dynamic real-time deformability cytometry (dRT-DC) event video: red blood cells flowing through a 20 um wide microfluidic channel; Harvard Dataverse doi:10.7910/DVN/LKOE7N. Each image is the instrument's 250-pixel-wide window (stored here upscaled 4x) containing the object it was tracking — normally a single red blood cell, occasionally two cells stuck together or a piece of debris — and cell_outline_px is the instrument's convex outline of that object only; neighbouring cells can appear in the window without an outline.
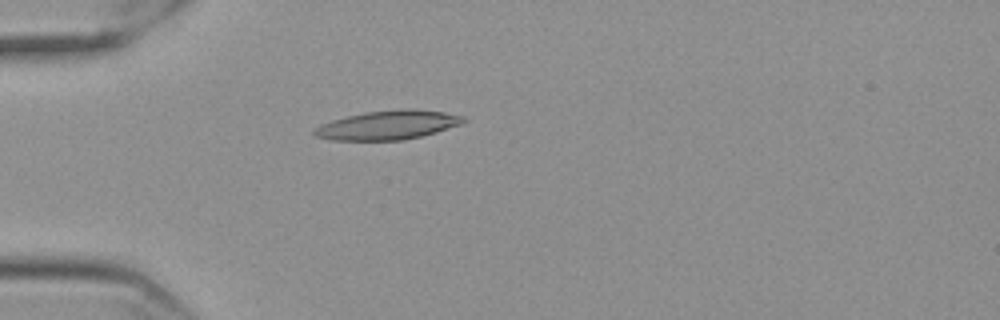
{"species": "Egyptian fruit bat (a non-hibernating species)", "species_latin": "Rousettus aegyptiacus", "temperature_condition": "cold", "stored_images_in_passage": 38, "camera_frame_rate_fps": 3000, "um_per_image_px": 0.085, "frame": {"image": 1, "passage_image": 1, "time_ms": 0.0, "image_size_px": [1000, 320], "cell_outline_px": [[468, 120], [460, 124], [436, 132], [404, 140], [332, 140], [316, 136], [312, 132], [312, 128], [320, 124], [332, 120], [364, 112], [404, 108], [416, 108], [444, 112], [464, 116]], "centroid_in_image_um": [32.96, 10.62], "position_along_channel_um": 52.0, "area_um2": 25.37}}
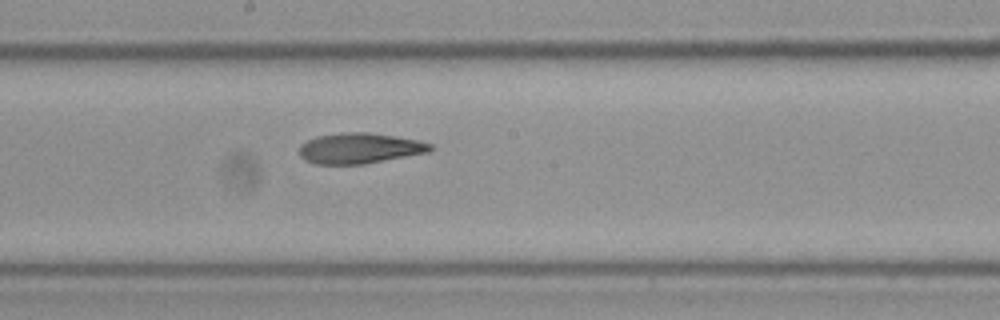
{"frame": {"image": 2, "passage_image": 16, "time_ms": 5.0, "image_size_px": [1000, 320], "cell_outline_px": [[432, 148], [428, 152], [364, 164], [316, 164], [304, 160], [300, 156], [300, 144], [316, 136], [340, 132], [368, 132], [416, 140], [432, 144]], "centroid_in_image_um": [30.51, 12.6], "position_along_channel_um": 217.7, "area_um2": 23.18}}
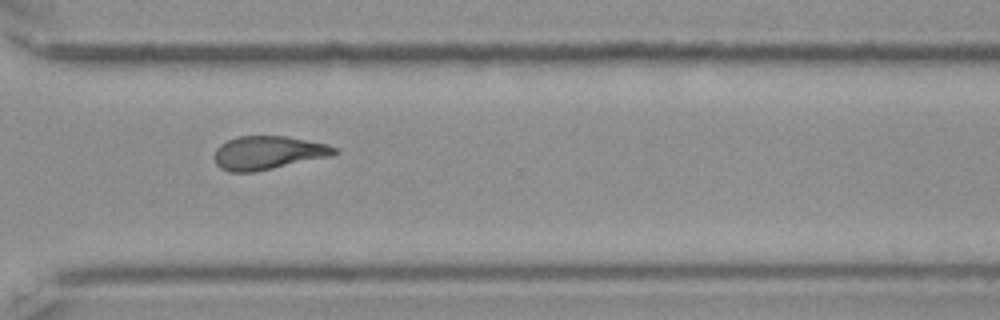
{"frame": {"image": 3, "passage_image": 27, "time_ms": 8.667, "image_size_px": [1000, 320], "cell_outline_px": [[340, 152], [332, 156], [252, 172], [228, 172], [220, 168], [216, 164], [216, 148], [220, 144], [236, 136], [284, 136], [328, 144], [336, 148]], "centroid_in_image_um": [22.79, 12.98], "position_along_channel_um": 347.8, "area_um2": 23.29}, "authors_computed_cell_mechanics": {"area_um2": 23.4379, "velocity_mm_per_s": 3.5539, "shape_relaxation_time_tau1_ms": null, "shape_relaxation_time_tau2_ms": 4.846, "deformation_change_tau1": null, "deformation_change_tau2": 0.1469}}